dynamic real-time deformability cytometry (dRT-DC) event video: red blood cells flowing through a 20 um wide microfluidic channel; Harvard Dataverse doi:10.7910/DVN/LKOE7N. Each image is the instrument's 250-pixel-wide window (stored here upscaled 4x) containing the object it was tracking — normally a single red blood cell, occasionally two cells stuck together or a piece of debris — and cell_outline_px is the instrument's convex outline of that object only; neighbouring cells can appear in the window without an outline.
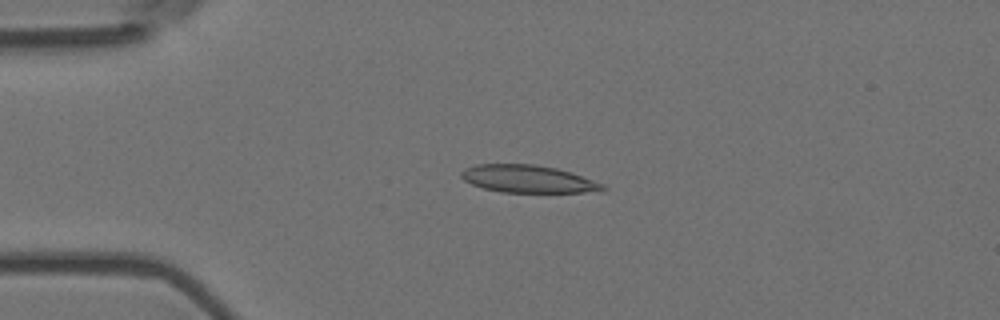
{"species": "Egyptian fruit bat (a non-hibernating species)", "species_latin": "Rousettus aegyptiacus", "temperature_condition": "room temperature", "stored_images_in_passage": 6, "camera_frame_rate_fps": 3000, "um_per_image_px": 0.085, "animal": {"sex": "female"}, "frame": {"image": 1, "passage_image": 4, "time_ms": 1.0, "image_size_px": [1000, 320], "cell_outline_px": [[608, 188], [604, 192], [500, 192], [484, 188], [472, 184], [464, 180], [460, 176], [460, 172], [464, 168], [476, 164], [536, 164], [556, 168], [572, 172], [604, 184]], "centroid_in_image_um": [44.92, 15.21], "position_along_channel_um": 40.1, "area_um2": 22.95}}
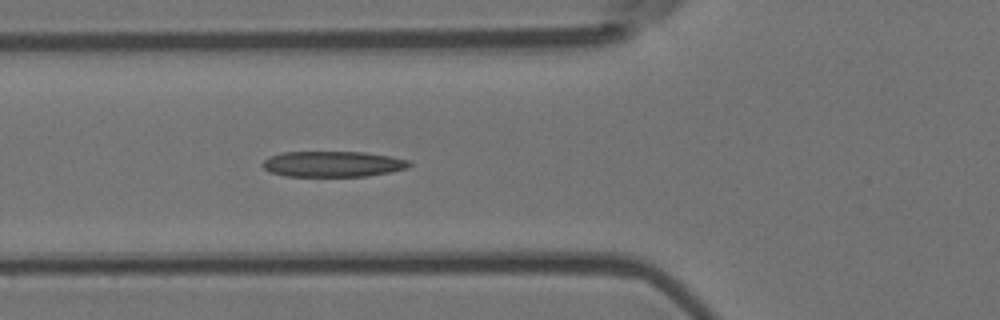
{"frame": {"image": 2, "passage_image": 6, "time_ms": 1.667, "image_size_px": [1000, 320], "cell_outline_px": [[412, 164], [408, 168], [392, 172], [368, 176], [284, 176], [268, 172], [260, 164], [264, 160], [280, 152], [364, 152], [392, 156], [412, 160]], "centroid_in_image_um": [28.33, 13.94], "position_along_channel_um": 97.5, "area_um2": 22.31}}